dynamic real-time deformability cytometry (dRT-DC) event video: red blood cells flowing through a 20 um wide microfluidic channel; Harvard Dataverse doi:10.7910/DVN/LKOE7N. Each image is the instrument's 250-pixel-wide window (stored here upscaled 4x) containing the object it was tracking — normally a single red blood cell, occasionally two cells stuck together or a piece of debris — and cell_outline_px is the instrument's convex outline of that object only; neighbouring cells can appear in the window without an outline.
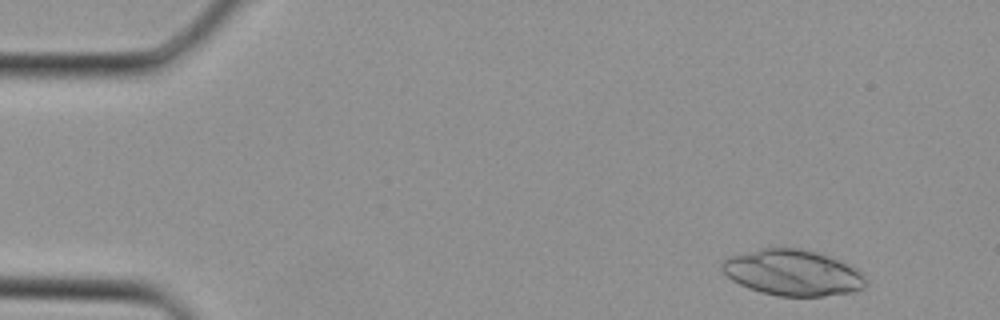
{"species": "Egyptian fruit bat (a non-hibernating species)", "species_latin": "Rousettus aegyptiacus", "temperature_condition": "cold", "stored_images_in_passage": 16, "camera_frame_rate_fps": 3000, "um_per_image_px": 0.085, "animal": {"sex": "female"}, "frame": {"image": 1, "passage_image": 2, "time_ms": 0.333, "image_size_px": [1000, 320], "cell_outline_px": [[868, 284], [864, 288], [852, 292], [824, 296], [776, 296], [760, 292], [748, 288], [732, 280], [720, 268], [720, 264], [724, 260], [732, 256], [760, 248], [800, 248], [832, 256], [856, 268], [868, 280]], "centroid_in_image_um": [67.41, 23.18], "position_along_channel_um": 17.6, "area_um2": 38.67}}